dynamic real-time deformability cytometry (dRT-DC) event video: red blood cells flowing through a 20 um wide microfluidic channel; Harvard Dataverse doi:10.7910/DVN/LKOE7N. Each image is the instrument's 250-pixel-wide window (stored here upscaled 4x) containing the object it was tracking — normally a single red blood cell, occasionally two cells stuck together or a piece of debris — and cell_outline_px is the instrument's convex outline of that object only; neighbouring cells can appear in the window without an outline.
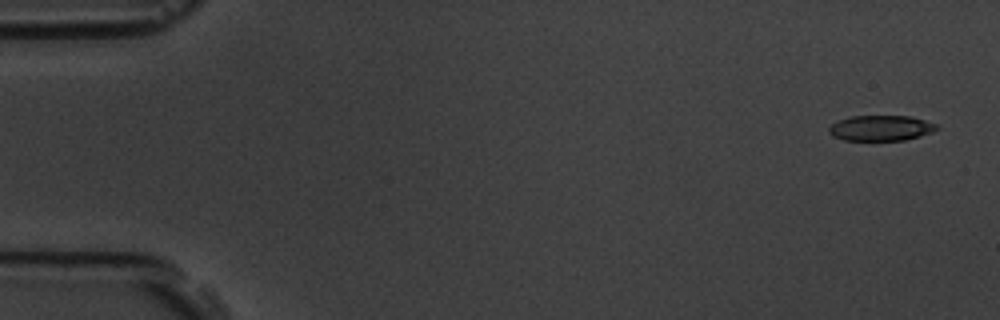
{"species": "common noctule bat (a hibernating species)", "species_latin": "Nyctalus noctula", "temperature_condition": "room temperature", "stored_images_in_passage": 5, "camera_frame_rate_fps": 3000, "um_per_image_px": 0.085, "animal": {"sex": "male", "body_mass_g": 19.5, "forearm_length_mm": 54.6}, "frame": {"image": 1, "passage_image": 1, "time_ms": 0.0, "image_size_px": [1000, 320], "cell_outline_px": [[940, 128], [932, 132], [920, 136], [904, 140], [844, 140], [832, 136], [828, 132], [828, 128], [832, 124], [840, 120], [852, 116], [908, 116], [924, 120], [936, 124]], "centroid_in_image_um": [74.87, 10.89], "position_along_channel_um": 10.1, "area_um2": 15.9}}
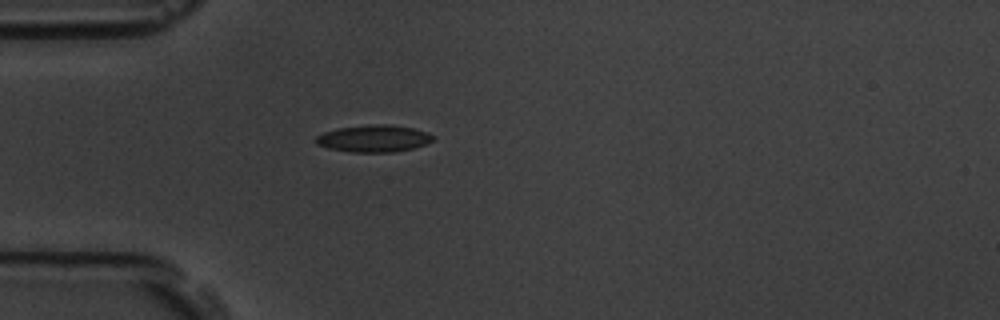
{"frame": {"image": 2, "passage_image": 5, "time_ms": 1.333, "image_size_px": [1000, 320], "cell_outline_px": [[436, 136], [432, 140], [424, 144], [412, 148], [396, 152], [352, 152], [328, 148], [316, 144], [312, 140], [316, 136], [324, 132], [340, 128], [368, 124], [388, 124], [412, 128], [428, 132]], "centroid_in_image_um": [31.75, 11.77], "position_along_channel_um": 53.3, "area_um2": 18.5}}